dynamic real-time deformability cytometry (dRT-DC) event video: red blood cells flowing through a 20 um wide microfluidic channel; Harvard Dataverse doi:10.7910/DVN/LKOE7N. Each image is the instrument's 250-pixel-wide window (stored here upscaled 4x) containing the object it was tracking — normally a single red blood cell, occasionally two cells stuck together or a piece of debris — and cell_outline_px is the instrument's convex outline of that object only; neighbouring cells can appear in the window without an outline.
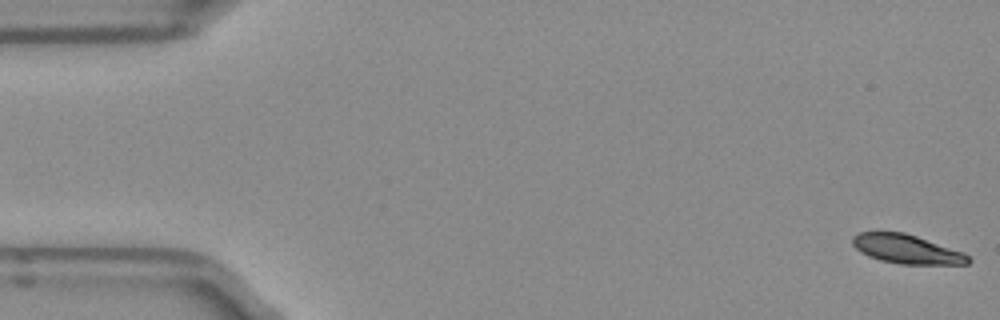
{"species": "Egyptian fruit bat (a non-hibernating species)", "species_latin": "Rousettus aegyptiacus", "temperature_condition": "room temperature", "stored_images_in_passage": 13, "camera_frame_rate_fps": 3000, "um_per_image_px": 0.085, "frame": {"image": 1, "passage_image": 1, "time_ms": 0.0, "image_size_px": [1000, 320], "cell_outline_px": [[972, 260], [968, 264], [900, 264], [880, 260], [868, 256], [860, 252], [852, 244], [852, 236], [860, 232], [904, 232], [964, 252]], "centroid_in_image_um": [77.06, 21.18], "position_along_channel_um": 7.9, "area_um2": 19.54}}
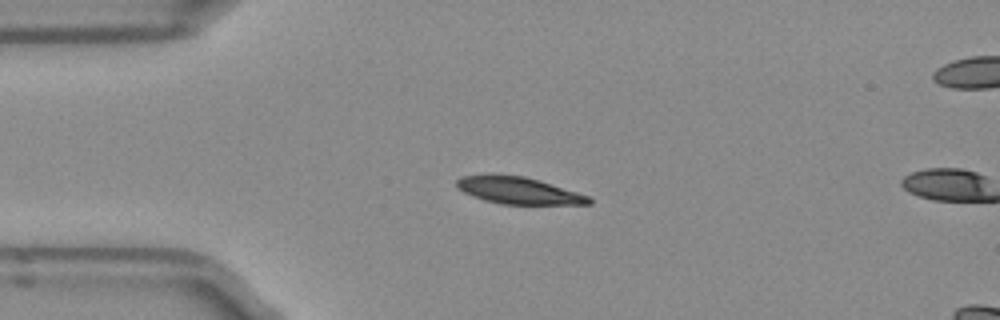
{"frame": {"image": 2, "passage_image": 12, "time_ms": 3.667, "image_size_px": [1000, 320], "cell_outline_px": [[592, 204], [500, 204], [484, 200], [472, 196], [456, 188], [456, 180], [464, 176], [488, 172], [524, 176], [540, 180], [588, 196], [592, 200]], "centroid_in_image_um": [43.99, 16.16], "position_along_channel_um": 41.0, "area_um2": 21.1}}